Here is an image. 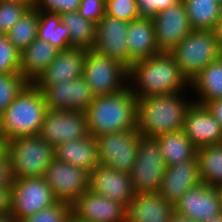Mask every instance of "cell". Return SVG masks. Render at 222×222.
Wrapping results in <instances>:
<instances>
[{"instance_id": "41", "label": "cell", "mask_w": 222, "mask_h": 222, "mask_svg": "<svg viewBox=\"0 0 222 222\" xmlns=\"http://www.w3.org/2000/svg\"><path fill=\"white\" fill-rule=\"evenodd\" d=\"M14 179L10 156L6 153L0 158V186L12 187Z\"/></svg>"}, {"instance_id": "25", "label": "cell", "mask_w": 222, "mask_h": 222, "mask_svg": "<svg viewBox=\"0 0 222 222\" xmlns=\"http://www.w3.org/2000/svg\"><path fill=\"white\" fill-rule=\"evenodd\" d=\"M59 50L38 38L20 52V74L34 83L57 57Z\"/></svg>"}, {"instance_id": "51", "label": "cell", "mask_w": 222, "mask_h": 222, "mask_svg": "<svg viewBox=\"0 0 222 222\" xmlns=\"http://www.w3.org/2000/svg\"><path fill=\"white\" fill-rule=\"evenodd\" d=\"M66 222H81V221L77 220L73 215H71Z\"/></svg>"}, {"instance_id": "45", "label": "cell", "mask_w": 222, "mask_h": 222, "mask_svg": "<svg viewBox=\"0 0 222 222\" xmlns=\"http://www.w3.org/2000/svg\"><path fill=\"white\" fill-rule=\"evenodd\" d=\"M168 222H196V221L189 217L180 215L176 211H174L171 217L169 218Z\"/></svg>"}, {"instance_id": "33", "label": "cell", "mask_w": 222, "mask_h": 222, "mask_svg": "<svg viewBox=\"0 0 222 222\" xmlns=\"http://www.w3.org/2000/svg\"><path fill=\"white\" fill-rule=\"evenodd\" d=\"M28 84L20 73L0 74V114Z\"/></svg>"}, {"instance_id": "20", "label": "cell", "mask_w": 222, "mask_h": 222, "mask_svg": "<svg viewBox=\"0 0 222 222\" xmlns=\"http://www.w3.org/2000/svg\"><path fill=\"white\" fill-rule=\"evenodd\" d=\"M86 49L71 47L59 50L57 57L33 83L57 85L83 76Z\"/></svg>"}, {"instance_id": "48", "label": "cell", "mask_w": 222, "mask_h": 222, "mask_svg": "<svg viewBox=\"0 0 222 222\" xmlns=\"http://www.w3.org/2000/svg\"><path fill=\"white\" fill-rule=\"evenodd\" d=\"M11 1L23 2L24 4H27L30 8L34 7L36 2V0H11Z\"/></svg>"}, {"instance_id": "28", "label": "cell", "mask_w": 222, "mask_h": 222, "mask_svg": "<svg viewBox=\"0 0 222 222\" xmlns=\"http://www.w3.org/2000/svg\"><path fill=\"white\" fill-rule=\"evenodd\" d=\"M61 22L68 28L71 47L93 49L96 39V24L83 18L78 11L60 14Z\"/></svg>"}, {"instance_id": "22", "label": "cell", "mask_w": 222, "mask_h": 222, "mask_svg": "<svg viewBox=\"0 0 222 222\" xmlns=\"http://www.w3.org/2000/svg\"><path fill=\"white\" fill-rule=\"evenodd\" d=\"M174 211L159 192H139L126 207V222H168Z\"/></svg>"}, {"instance_id": "7", "label": "cell", "mask_w": 222, "mask_h": 222, "mask_svg": "<svg viewBox=\"0 0 222 222\" xmlns=\"http://www.w3.org/2000/svg\"><path fill=\"white\" fill-rule=\"evenodd\" d=\"M129 69L94 49L86 50L83 77L94 96L116 93L128 86Z\"/></svg>"}, {"instance_id": "38", "label": "cell", "mask_w": 222, "mask_h": 222, "mask_svg": "<svg viewBox=\"0 0 222 222\" xmlns=\"http://www.w3.org/2000/svg\"><path fill=\"white\" fill-rule=\"evenodd\" d=\"M80 2L81 0H36L34 7L39 11L64 14L78 11Z\"/></svg>"}, {"instance_id": "52", "label": "cell", "mask_w": 222, "mask_h": 222, "mask_svg": "<svg viewBox=\"0 0 222 222\" xmlns=\"http://www.w3.org/2000/svg\"><path fill=\"white\" fill-rule=\"evenodd\" d=\"M219 21H222V3L219 5Z\"/></svg>"}, {"instance_id": "47", "label": "cell", "mask_w": 222, "mask_h": 222, "mask_svg": "<svg viewBox=\"0 0 222 222\" xmlns=\"http://www.w3.org/2000/svg\"><path fill=\"white\" fill-rule=\"evenodd\" d=\"M0 222H15L11 213H0Z\"/></svg>"}, {"instance_id": "44", "label": "cell", "mask_w": 222, "mask_h": 222, "mask_svg": "<svg viewBox=\"0 0 222 222\" xmlns=\"http://www.w3.org/2000/svg\"><path fill=\"white\" fill-rule=\"evenodd\" d=\"M220 52L222 53V21H219L213 29Z\"/></svg>"}, {"instance_id": "26", "label": "cell", "mask_w": 222, "mask_h": 222, "mask_svg": "<svg viewBox=\"0 0 222 222\" xmlns=\"http://www.w3.org/2000/svg\"><path fill=\"white\" fill-rule=\"evenodd\" d=\"M190 89L196 94L195 103L205 105L222 98V55L207 65L190 81Z\"/></svg>"}, {"instance_id": "37", "label": "cell", "mask_w": 222, "mask_h": 222, "mask_svg": "<svg viewBox=\"0 0 222 222\" xmlns=\"http://www.w3.org/2000/svg\"><path fill=\"white\" fill-rule=\"evenodd\" d=\"M105 14L126 22L140 17L137 0H105Z\"/></svg>"}, {"instance_id": "8", "label": "cell", "mask_w": 222, "mask_h": 222, "mask_svg": "<svg viewBox=\"0 0 222 222\" xmlns=\"http://www.w3.org/2000/svg\"><path fill=\"white\" fill-rule=\"evenodd\" d=\"M166 167L157 140L142 136L136 162L129 173L135 193L159 192Z\"/></svg>"}, {"instance_id": "5", "label": "cell", "mask_w": 222, "mask_h": 222, "mask_svg": "<svg viewBox=\"0 0 222 222\" xmlns=\"http://www.w3.org/2000/svg\"><path fill=\"white\" fill-rule=\"evenodd\" d=\"M14 178L43 177L55 158L54 148L38 135L14 138L8 141Z\"/></svg>"}, {"instance_id": "27", "label": "cell", "mask_w": 222, "mask_h": 222, "mask_svg": "<svg viewBox=\"0 0 222 222\" xmlns=\"http://www.w3.org/2000/svg\"><path fill=\"white\" fill-rule=\"evenodd\" d=\"M166 166L181 164L197 156V148L185 135L184 130H178L155 137Z\"/></svg>"}, {"instance_id": "35", "label": "cell", "mask_w": 222, "mask_h": 222, "mask_svg": "<svg viewBox=\"0 0 222 222\" xmlns=\"http://www.w3.org/2000/svg\"><path fill=\"white\" fill-rule=\"evenodd\" d=\"M29 8L23 2L0 0V33L7 34Z\"/></svg>"}, {"instance_id": "30", "label": "cell", "mask_w": 222, "mask_h": 222, "mask_svg": "<svg viewBox=\"0 0 222 222\" xmlns=\"http://www.w3.org/2000/svg\"><path fill=\"white\" fill-rule=\"evenodd\" d=\"M192 30L213 31L219 22V5L215 0H182Z\"/></svg>"}, {"instance_id": "17", "label": "cell", "mask_w": 222, "mask_h": 222, "mask_svg": "<svg viewBox=\"0 0 222 222\" xmlns=\"http://www.w3.org/2000/svg\"><path fill=\"white\" fill-rule=\"evenodd\" d=\"M129 22L104 15L96 24L94 50L128 68L127 30Z\"/></svg>"}, {"instance_id": "54", "label": "cell", "mask_w": 222, "mask_h": 222, "mask_svg": "<svg viewBox=\"0 0 222 222\" xmlns=\"http://www.w3.org/2000/svg\"><path fill=\"white\" fill-rule=\"evenodd\" d=\"M216 2H218V3H222V0H215Z\"/></svg>"}, {"instance_id": "29", "label": "cell", "mask_w": 222, "mask_h": 222, "mask_svg": "<svg viewBox=\"0 0 222 222\" xmlns=\"http://www.w3.org/2000/svg\"><path fill=\"white\" fill-rule=\"evenodd\" d=\"M201 182L210 187L222 185V143L197 149Z\"/></svg>"}, {"instance_id": "11", "label": "cell", "mask_w": 222, "mask_h": 222, "mask_svg": "<svg viewBox=\"0 0 222 222\" xmlns=\"http://www.w3.org/2000/svg\"><path fill=\"white\" fill-rule=\"evenodd\" d=\"M39 135L53 148L89 135L85 111L48 109Z\"/></svg>"}, {"instance_id": "39", "label": "cell", "mask_w": 222, "mask_h": 222, "mask_svg": "<svg viewBox=\"0 0 222 222\" xmlns=\"http://www.w3.org/2000/svg\"><path fill=\"white\" fill-rule=\"evenodd\" d=\"M181 0H137L140 17L152 18L159 12L179 3Z\"/></svg>"}, {"instance_id": "13", "label": "cell", "mask_w": 222, "mask_h": 222, "mask_svg": "<svg viewBox=\"0 0 222 222\" xmlns=\"http://www.w3.org/2000/svg\"><path fill=\"white\" fill-rule=\"evenodd\" d=\"M47 109L86 111L95 96L83 76L57 85H35Z\"/></svg>"}, {"instance_id": "12", "label": "cell", "mask_w": 222, "mask_h": 222, "mask_svg": "<svg viewBox=\"0 0 222 222\" xmlns=\"http://www.w3.org/2000/svg\"><path fill=\"white\" fill-rule=\"evenodd\" d=\"M43 177L56 200L70 205L89 190L90 173L88 171L56 158L52 160Z\"/></svg>"}, {"instance_id": "40", "label": "cell", "mask_w": 222, "mask_h": 222, "mask_svg": "<svg viewBox=\"0 0 222 222\" xmlns=\"http://www.w3.org/2000/svg\"><path fill=\"white\" fill-rule=\"evenodd\" d=\"M78 12L83 18L97 24L105 15V0H81Z\"/></svg>"}, {"instance_id": "53", "label": "cell", "mask_w": 222, "mask_h": 222, "mask_svg": "<svg viewBox=\"0 0 222 222\" xmlns=\"http://www.w3.org/2000/svg\"><path fill=\"white\" fill-rule=\"evenodd\" d=\"M0 137H4V135L2 133V128H1V114H0Z\"/></svg>"}, {"instance_id": "16", "label": "cell", "mask_w": 222, "mask_h": 222, "mask_svg": "<svg viewBox=\"0 0 222 222\" xmlns=\"http://www.w3.org/2000/svg\"><path fill=\"white\" fill-rule=\"evenodd\" d=\"M174 210L196 222H204L222 214L217 189L203 182L191 187L174 205Z\"/></svg>"}, {"instance_id": "43", "label": "cell", "mask_w": 222, "mask_h": 222, "mask_svg": "<svg viewBox=\"0 0 222 222\" xmlns=\"http://www.w3.org/2000/svg\"><path fill=\"white\" fill-rule=\"evenodd\" d=\"M205 106L222 127V98L207 102Z\"/></svg>"}, {"instance_id": "19", "label": "cell", "mask_w": 222, "mask_h": 222, "mask_svg": "<svg viewBox=\"0 0 222 222\" xmlns=\"http://www.w3.org/2000/svg\"><path fill=\"white\" fill-rule=\"evenodd\" d=\"M89 190L128 206L135 191L129 173L98 165L90 172Z\"/></svg>"}, {"instance_id": "31", "label": "cell", "mask_w": 222, "mask_h": 222, "mask_svg": "<svg viewBox=\"0 0 222 222\" xmlns=\"http://www.w3.org/2000/svg\"><path fill=\"white\" fill-rule=\"evenodd\" d=\"M39 21L40 11L35 7L29 8L7 33L8 40L20 52L26 49L37 39Z\"/></svg>"}, {"instance_id": "18", "label": "cell", "mask_w": 222, "mask_h": 222, "mask_svg": "<svg viewBox=\"0 0 222 222\" xmlns=\"http://www.w3.org/2000/svg\"><path fill=\"white\" fill-rule=\"evenodd\" d=\"M183 130L197 149L222 143V127L205 105L191 104L186 112Z\"/></svg>"}, {"instance_id": "1", "label": "cell", "mask_w": 222, "mask_h": 222, "mask_svg": "<svg viewBox=\"0 0 222 222\" xmlns=\"http://www.w3.org/2000/svg\"><path fill=\"white\" fill-rule=\"evenodd\" d=\"M128 85L138 99L185 92L190 82L170 52H159L131 65Z\"/></svg>"}, {"instance_id": "46", "label": "cell", "mask_w": 222, "mask_h": 222, "mask_svg": "<svg viewBox=\"0 0 222 222\" xmlns=\"http://www.w3.org/2000/svg\"><path fill=\"white\" fill-rule=\"evenodd\" d=\"M8 140L5 137H0V158L7 153Z\"/></svg>"}, {"instance_id": "23", "label": "cell", "mask_w": 222, "mask_h": 222, "mask_svg": "<svg viewBox=\"0 0 222 222\" xmlns=\"http://www.w3.org/2000/svg\"><path fill=\"white\" fill-rule=\"evenodd\" d=\"M126 34L128 69L133 63L160 52L156 44L155 30L151 18L139 17L132 20L129 22Z\"/></svg>"}, {"instance_id": "6", "label": "cell", "mask_w": 222, "mask_h": 222, "mask_svg": "<svg viewBox=\"0 0 222 222\" xmlns=\"http://www.w3.org/2000/svg\"><path fill=\"white\" fill-rule=\"evenodd\" d=\"M170 53L189 82L222 55L213 31L204 30H193Z\"/></svg>"}, {"instance_id": "42", "label": "cell", "mask_w": 222, "mask_h": 222, "mask_svg": "<svg viewBox=\"0 0 222 222\" xmlns=\"http://www.w3.org/2000/svg\"><path fill=\"white\" fill-rule=\"evenodd\" d=\"M11 208V187L0 186V213H9Z\"/></svg>"}, {"instance_id": "21", "label": "cell", "mask_w": 222, "mask_h": 222, "mask_svg": "<svg viewBox=\"0 0 222 222\" xmlns=\"http://www.w3.org/2000/svg\"><path fill=\"white\" fill-rule=\"evenodd\" d=\"M201 183L197 156L181 164L167 166L159 193L175 205L193 186Z\"/></svg>"}, {"instance_id": "49", "label": "cell", "mask_w": 222, "mask_h": 222, "mask_svg": "<svg viewBox=\"0 0 222 222\" xmlns=\"http://www.w3.org/2000/svg\"><path fill=\"white\" fill-rule=\"evenodd\" d=\"M204 222H222V214L218 215L217 217L206 220Z\"/></svg>"}, {"instance_id": "10", "label": "cell", "mask_w": 222, "mask_h": 222, "mask_svg": "<svg viewBox=\"0 0 222 222\" xmlns=\"http://www.w3.org/2000/svg\"><path fill=\"white\" fill-rule=\"evenodd\" d=\"M57 200L44 177L15 178L11 187L10 213L19 222L52 206Z\"/></svg>"}, {"instance_id": "50", "label": "cell", "mask_w": 222, "mask_h": 222, "mask_svg": "<svg viewBox=\"0 0 222 222\" xmlns=\"http://www.w3.org/2000/svg\"><path fill=\"white\" fill-rule=\"evenodd\" d=\"M218 195H219V199H220V203H221V209H222V185L216 187Z\"/></svg>"}, {"instance_id": "14", "label": "cell", "mask_w": 222, "mask_h": 222, "mask_svg": "<svg viewBox=\"0 0 222 222\" xmlns=\"http://www.w3.org/2000/svg\"><path fill=\"white\" fill-rule=\"evenodd\" d=\"M151 19L160 52H171L183 38L193 31L182 0Z\"/></svg>"}, {"instance_id": "2", "label": "cell", "mask_w": 222, "mask_h": 222, "mask_svg": "<svg viewBox=\"0 0 222 222\" xmlns=\"http://www.w3.org/2000/svg\"><path fill=\"white\" fill-rule=\"evenodd\" d=\"M186 92L150 96L137 99L136 128L144 137L183 129L188 108L194 102Z\"/></svg>"}, {"instance_id": "24", "label": "cell", "mask_w": 222, "mask_h": 222, "mask_svg": "<svg viewBox=\"0 0 222 222\" xmlns=\"http://www.w3.org/2000/svg\"><path fill=\"white\" fill-rule=\"evenodd\" d=\"M54 154L57 160L89 173L99 165L97 141L92 135L62 143L54 148Z\"/></svg>"}, {"instance_id": "32", "label": "cell", "mask_w": 222, "mask_h": 222, "mask_svg": "<svg viewBox=\"0 0 222 222\" xmlns=\"http://www.w3.org/2000/svg\"><path fill=\"white\" fill-rule=\"evenodd\" d=\"M37 38L47 41L58 50L71 48L69 31L61 22L60 14L40 11Z\"/></svg>"}, {"instance_id": "9", "label": "cell", "mask_w": 222, "mask_h": 222, "mask_svg": "<svg viewBox=\"0 0 222 222\" xmlns=\"http://www.w3.org/2000/svg\"><path fill=\"white\" fill-rule=\"evenodd\" d=\"M141 137L137 128L96 137L99 164L110 169L130 173L136 162Z\"/></svg>"}, {"instance_id": "3", "label": "cell", "mask_w": 222, "mask_h": 222, "mask_svg": "<svg viewBox=\"0 0 222 222\" xmlns=\"http://www.w3.org/2000/svg\"><path fill=\"white\" fill-rule=\"evenodd\" d=\"M85 112L88 133L95 138L135 129L137 98L128 85L116 93L96 96Z\"/></svg>"}, {"instance_id": "36", "label": "cell", "mask_w": 222, "mask_h": 222, "mask_svg": "<svg viewBox=\"0 0 222 222\" xmlns=\"http://www.w3.org/2000/svg\"><path fill=\"white\" fill-rule=\"evenodd\" d=\"M71 215V205L66 202L57 201L52 206L44 208L19 222H66Z\"/></svg>"}, {"instance_id": "34", "label": "cell", "mask_w": 222, "mask_h": 222, "mask_svg": "<svg viewBox=\"0 0 222 222\" xmlns=\"http://www.w3.org/2000/svg\"><path fill=\"white\" fill-rule=\"evenodd\" d=\"M20 73V51L0 33V74Z\"/></svg>"}, {"instance_id": "4", "label": "cell", "mask_w": 222, "mask_h": 222, "mask_svg": "<svg viewBox=\"0 0 222 222\" xmlns=\"http://www.w3.org/2000/svg\"><path fill=\"white\" fill-rule=\"evenodd\" d=\"M43 94L29 83L1 113V128L9 141L14 138L38 135L47 112Z\"/></svg>"}, {"instance_id": "15", "label": "cell", "mask_w": 222, "mask_h": 222, "mask_svg": "<svg viewBox=\"0 0 222 222\" xmlns=\"http://www.w3.org/2000/svg\"><path fill=\"white\" fill-rule=\"evenodd\" d=\"M72 215L81 222H126V206L88 190L72 204Z\"/></svg>"}]
</instances>
